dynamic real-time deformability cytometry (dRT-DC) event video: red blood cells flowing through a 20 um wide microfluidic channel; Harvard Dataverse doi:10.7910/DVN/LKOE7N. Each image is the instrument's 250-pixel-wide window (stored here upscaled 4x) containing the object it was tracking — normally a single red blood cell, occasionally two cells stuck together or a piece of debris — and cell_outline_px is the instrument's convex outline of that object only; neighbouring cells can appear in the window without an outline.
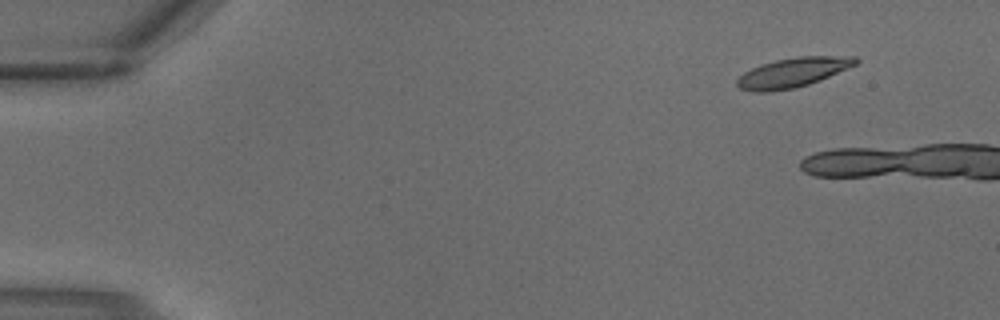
{"species": "common noctule bat (a hibernating species)", "species_latin": "Nyctalus noctula", "temperature_condition": "warm", "stored_images_in_passage": 5, "camera_frame_rate_fps": 3000, "um_per_image_px": 0.085, "animal": {"sex": "male", "body_mass_g": 18.8}, "frame": {"image": 1, "passage_image": 2, "time_ms": 0.333, "image_size_px": [1000, 320], "cell_outline_px": [[860, 60], [856, 64], [820, 80], [796, 88], [772, 92], [752, 92], [740, 88], [736, 84], [736, 80], [744, 72], [760, 64], [776, 60], [796, 56], [856, 56]], "centroid_in_image_um": [67.37, 6.17], "position_along_channel_um": 17.6, "area_um2": 20.52}}